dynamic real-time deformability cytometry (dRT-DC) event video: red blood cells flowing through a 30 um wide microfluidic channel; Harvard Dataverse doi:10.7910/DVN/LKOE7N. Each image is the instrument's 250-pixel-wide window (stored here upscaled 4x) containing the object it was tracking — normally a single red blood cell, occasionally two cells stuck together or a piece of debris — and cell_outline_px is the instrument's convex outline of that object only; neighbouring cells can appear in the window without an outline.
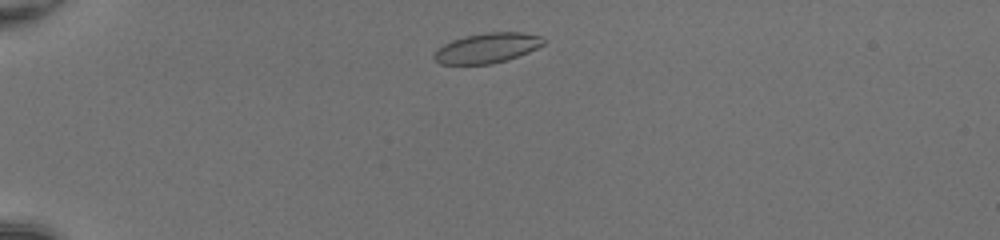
{"species": "common noctule bat (a hibernating species)", "species_latin": "Nyctalus noctula", "temperature_condition": "room temperature", "stored_images_in_passage": 41, "camera_frame_rate_fps": 3000, "um_per_image_px": 0.085, "animal": {"sex": "female", "body_mass_g": 20.0, "forearm_length_mm": 54.0}, "frame": {"image": 1, "passage_image": 4, "time_ms": 1.0, "image_size_px": [1000, 240], "cell_outline_px": [[548, 40], [544, 44], [528, 52], [492, 64], [440, 64], [432, 56], [436, 48], [452, 40], [464, 36], [484, 32], [524, 32], [540, 36]], "centroid_in_image_um": [41.39, 4.06], "position_along_channel_um": 43.6, "area_um2": 19.19}}
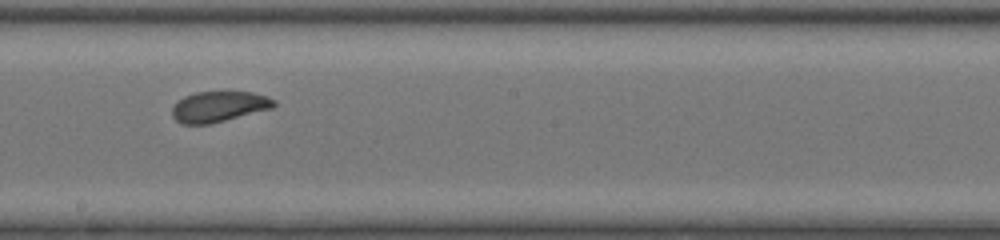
{"frame": {"image": 2, "passage_image": 21, "time_ms": 6.667, "image_size_px": [1000, 240], "cell_outline_px": [[276, 104], [272, 108], [208, 124], [180, 124], [172, 116], [172, 108], [184, 96], [196, 92], [252, 92], [276, 100]], "centroid_in_image_um": [18.58, 9.06], "position_along_channel_um": 229.6, "area_um2": 17.86}}
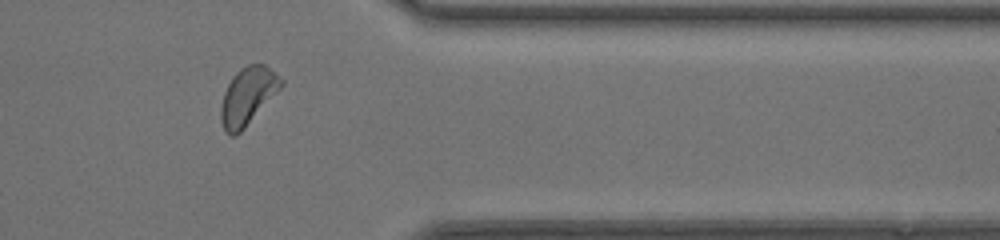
{"frame": {"image": 3, "passage_image": 33, "time_ms": 10.667, "image_size_px": [1000, 240], "cell_outline_px": [[284, 84], [244, 128], [240, 132], [232, 136], [228, 136], [224, 132], [220, 120], [220, 108], [224, 92], [232, 76], [240, 68], [248, 64], [264, 64], [284, 80]], "centroid_in_image_um": [21.02, 8.17], "position_along_channel_um": 390.4, "area_um2": 20.06}, "authors_computed_cell_mechanics": {"area_um2": 19.1896, "velocity_mm_per_s": 4.2024, "shape_relaxation_time_tau1_ms": 2.8134, "shape_relaxation_time_tau2_ms": 2.0641, "deformation_change_tau1": 0.0977, "deformation_change_tau2": 0.0683}}